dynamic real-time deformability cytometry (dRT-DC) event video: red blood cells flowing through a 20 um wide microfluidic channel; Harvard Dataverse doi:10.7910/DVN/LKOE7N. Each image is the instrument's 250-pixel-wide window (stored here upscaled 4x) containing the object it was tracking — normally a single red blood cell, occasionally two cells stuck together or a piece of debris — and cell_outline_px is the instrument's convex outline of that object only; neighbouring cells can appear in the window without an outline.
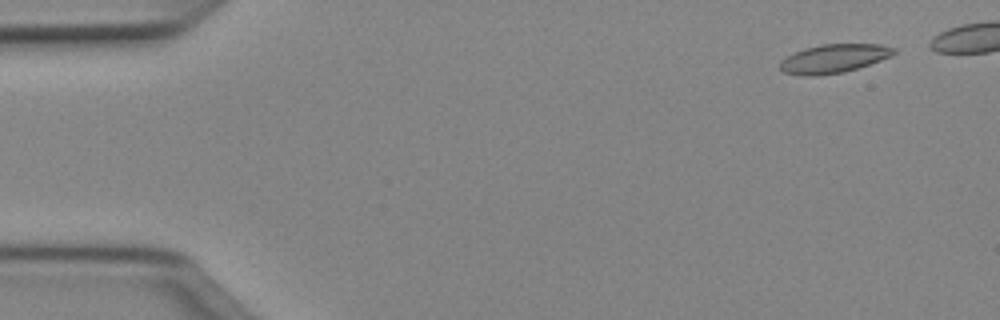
{"species": "Egyptian fruit bat (a non-hibernating species)", "species_latin": "Rousettus aegyptiacus", "temperature_condition": "cold", "stored_images_in_passage": 41, "camera_frame_rate_fps": 3000, "um_per_image_px": 0.085, "animal": {"sex": "female"}, "frame": {"image": 1, "passage_image": 1, "time_ms": 0.0, "image_size_px": [1000, 320], "cell_outline_px": [[896, 52], [892, 56], [844, 72], [816, 76], [800, 76], [784, 72], [780, 68], [780, 60], [804, 48], [820, 44], [880, 44], [896, 48]], "centroid_in_image_um": [70.86, 4.98], "position_along_channel_um": 14.1, "area_um2": 19.02}}
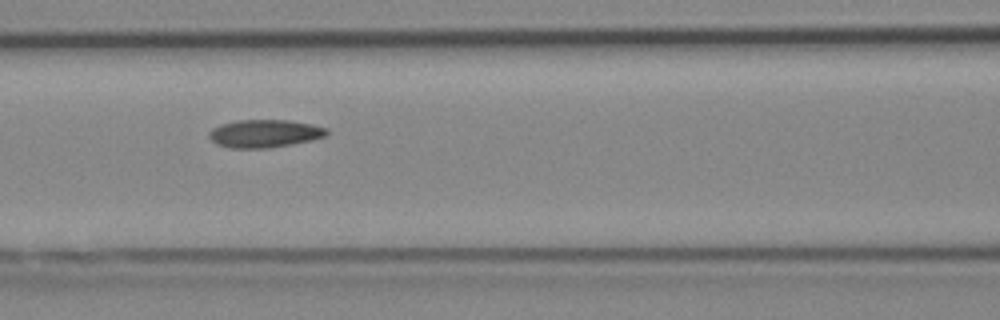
{"frame": {"image": 2, "passage_image": 19, "time_ms": 6.0, "image_size_px": [1000, 320], "cell_outline_px": [[328, 132], [324, 136], [312, 140], [292, 144], [268, 148], [228, 148], [216, 144], [208, 136], [208, 132], [212, 128], [220, 124], [236, 120], [288, 120], [312, 124], [328, 128]], "centroid_in_image_um": [22.46, 11.35], "position_along_channel_um": 144.1, "area_um2": 19.25}}
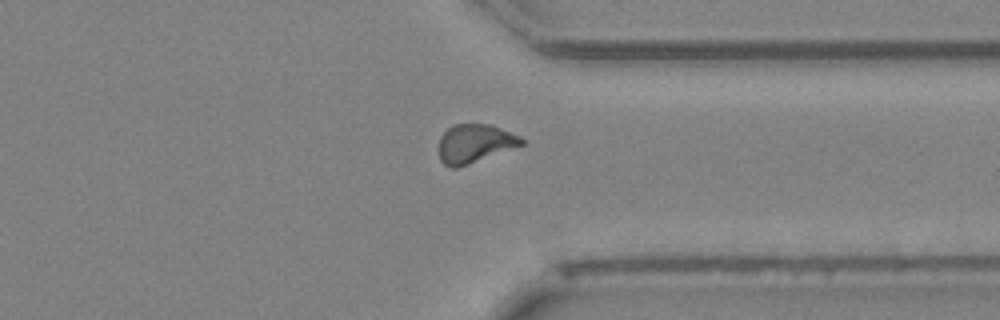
{"frame": {"image": 3, "passage_image": 36, "time_ms": 11.667, "image_size_px": [1000, 320], "cell_outline_px": [[524, 144], [468, 164], [456, 168], [452, 168], [444, 164], [440, 160], [440, 136], [452, 124], [492, 124], [520, 136], [524, 140]], "centroid_in_image_um": [40.35, 12.18], "position_along_channel_um": 371.0, "area_um2": 18.44}}